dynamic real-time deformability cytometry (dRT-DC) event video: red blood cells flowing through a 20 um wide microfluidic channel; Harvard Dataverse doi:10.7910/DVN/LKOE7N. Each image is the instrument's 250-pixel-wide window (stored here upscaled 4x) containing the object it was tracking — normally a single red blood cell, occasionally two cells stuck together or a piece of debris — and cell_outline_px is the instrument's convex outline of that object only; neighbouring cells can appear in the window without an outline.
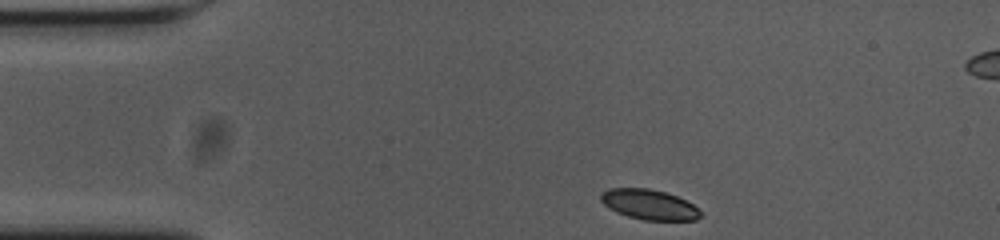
{"species": "common noctule bat (a hibernating species)", "species_latin": "Nyctalus noctula", "temperature_condition": "cold", "stored_images_in_passage": 48, "segment_of_instrument_passage": [1, 2], "camera_frame_rate_fps": 3000, "um_per_image_px": 0.085, "animal": {"sex": "female", "body_mass_g": 23.0, "forearm_length_mm": 53.4}, "frame": {"image": 1, "passage_image": 1, "time_ms": 0.0, "image_size_px": [1000, 240], "cell_outline_px": [[704, 216], [696, 220], [644, 220], [628, 216], [616, 212], [608, 208], [600, 200], [600, 196], [608, 188], [648, 188], [664, 192], [676, 196], [692, 204], [704, 212]], "centroid_in_image_um": [55.21, 17.4], "position_along_channel_um": 29.8, "area_um2": 17.57}}
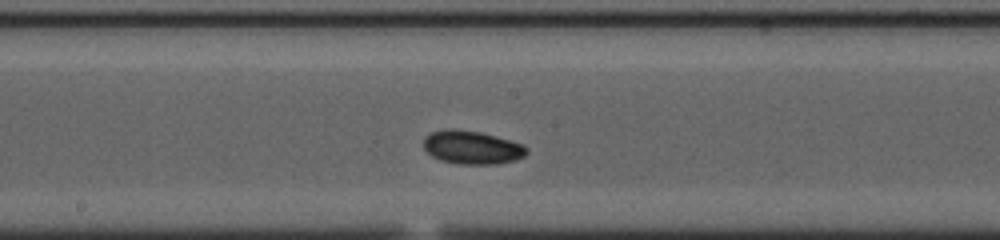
{"frame": {"image": 2, "passage_image": 20, "time_ms": 6.333, "image_size_px": [1000, 240], "cell_outline_px": [[528, 152], [524, 156], [516, 160], [496, 164], [456, 164], [440, 160], [432, 156], [424, 148], [424, 136], [432, 132], [448, 128], [452, 128], [480, 132], [496, 136], [524, 144], [528, 148]], "centroid_in_image_um": [40.13, 12.53], "position_along_channel_um": 208.1, "area_um2": 20.23}}
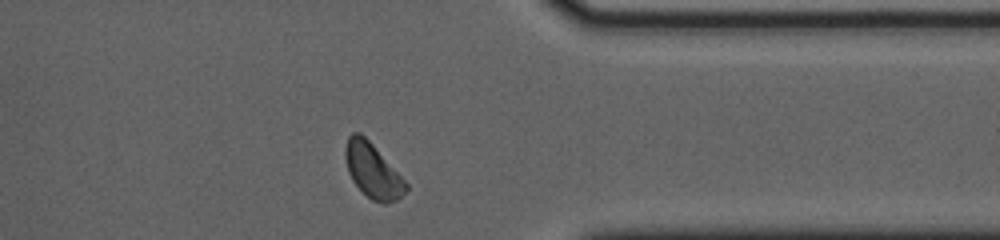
{"frame": {"image": 3, "passage_image": 35, "time_ms": 11.333, "image_size_px": [1000, 240], "cell_outline_px": [[408, 188], [396, 200], [384, 204], [372, 200], [352, 180], [348, 172], [344, 156], [344, 148], [348, 136], [352, 132], [360, 132], [372, 144], [408, 184]], "centroid_in_image_um": [31.64, 14.49], "position_along_channel_um": 379.8, "area_um2": 18.9}}